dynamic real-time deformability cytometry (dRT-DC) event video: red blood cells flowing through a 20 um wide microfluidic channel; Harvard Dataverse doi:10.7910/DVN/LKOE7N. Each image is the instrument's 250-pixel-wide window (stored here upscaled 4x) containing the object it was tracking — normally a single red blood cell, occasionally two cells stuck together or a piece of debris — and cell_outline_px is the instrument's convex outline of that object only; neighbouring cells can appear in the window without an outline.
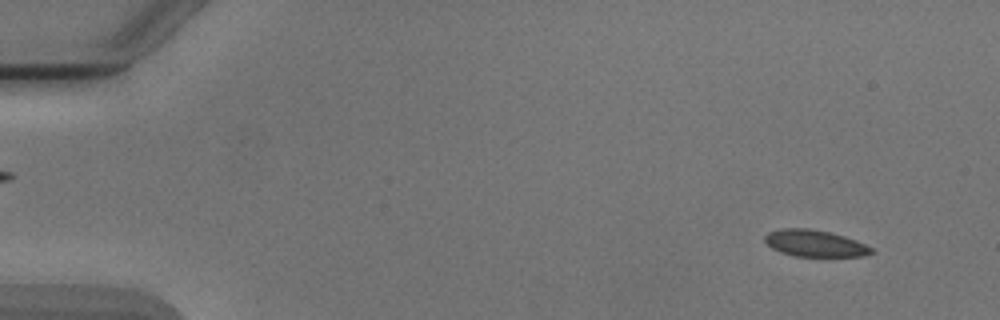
{"species": "Egyptian fruit bat (a non-hibernating species)", "species_latin": "Rousettus aegyptiacus", "temperature_condition": "cold", "stored_images_in_passage": 4, "camera_frame_rate_fps": 3000, "um_per_image_px": 0.085, "animal": {"sex": "male"}, "frame": {"image": 1, "passage_image": 1, "time_ms": 0.0, "image_size_px": [1000, 320], "cell_outline_px": [[876, 252], [864, 256], [796, 256], [780, 252], [772, 248], [764, 240], [764, 236], [768, 232], [780, 228], [808, 228], [828, 232], [844, 236], [856, 240], [872, 248]], "centroid_in_image_um": [69.25, 20.68], "position_along_channel_um": 15.7, "area_um2": 16.53}}
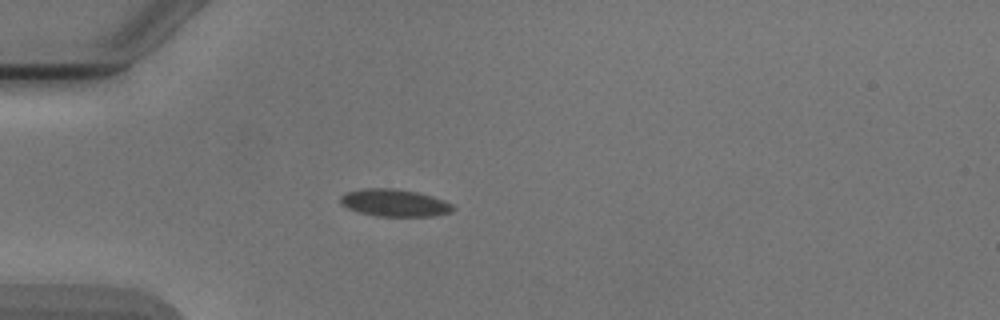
{"frame": {"image": 2, "passage_image": 4, "time_ms": 3.667, "image_size_px": [1000, 320], "cell_outline_px": [[456, 208], [452, 212], [436, 216], [376, 216], [360, 212], [348, 208], [340, 204], [340, 196], [344, 192], [364, 188], [392, 188], [416, 192], [432, 196], [444, 200], [452, 204]], "centroid_in_image_um": [33.54, 17.24], "position_along_channel_um": 51.5, "area_um2": 18.03}}